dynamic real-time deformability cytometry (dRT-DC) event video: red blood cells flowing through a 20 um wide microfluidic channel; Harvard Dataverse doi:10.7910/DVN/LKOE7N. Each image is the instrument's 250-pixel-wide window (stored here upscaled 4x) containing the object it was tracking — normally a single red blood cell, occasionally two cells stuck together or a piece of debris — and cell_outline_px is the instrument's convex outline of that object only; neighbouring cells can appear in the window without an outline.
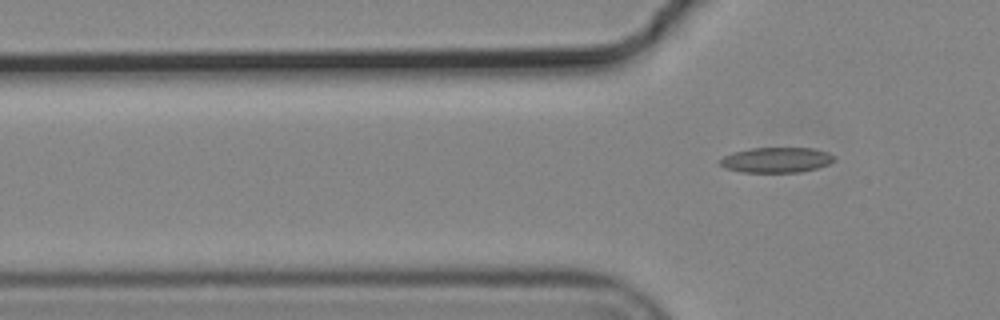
{"species": "common noctule bat (a hibernating species)", "species_latin": "Nyctalus noctula", "temperature_condition": "cold", "stored_images_in_passage": 3, "segment_of_instrument_passage": [2, 2], "camera_frame_rate_fps": 3000, "um_per_image_px": 0.085, "animal": {"sex": "male", "body_mass_g": 19.2, "forearm_length_mm": 51.8}, "frame": {"image": 1, "passage_image": 3, "time_ms": 0.667, "image_size_px": [1000, 320], "cell_outline_px": [[836, 160], [828, 164], [816, 168], [800, 172], [740, 172], [724, 168], [720, 164], [720, 160], [724, 156], [732, 152], [752, 148], [816, 148], [828, 152], [836, 156]], "centroid_in_image_um": [66.01, 13.59], "position_along_channel_um": 59.8, "area_um2": 16.94}}